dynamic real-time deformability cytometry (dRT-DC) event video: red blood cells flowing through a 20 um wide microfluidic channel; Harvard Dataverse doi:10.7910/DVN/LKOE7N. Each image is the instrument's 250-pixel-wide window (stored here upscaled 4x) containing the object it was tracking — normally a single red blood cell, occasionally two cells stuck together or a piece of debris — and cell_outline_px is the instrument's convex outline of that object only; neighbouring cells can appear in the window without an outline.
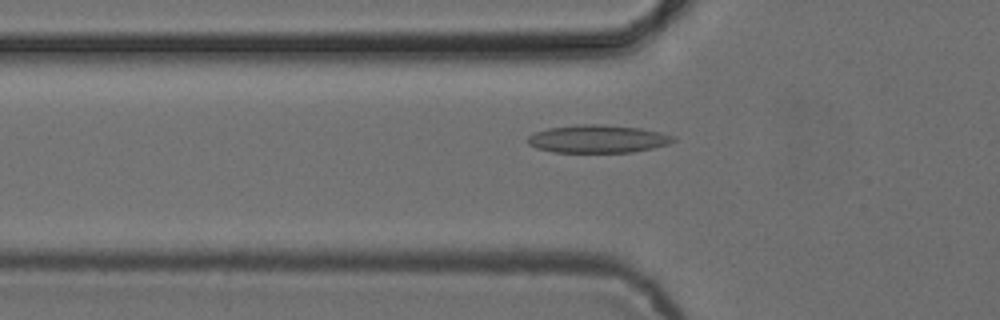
{"species": "common noctule bat (a hibernating species)", "species_latin": "Nyctalus noctula", "temperature_condition": "cold", "stored_images_in_passage": 12, "camera_frame_rate_fps": 3000, "um_per_image_px": 0.085, "animal": {"sex": "female", "body_mass_g": 24.6, "forearm_length_mm": 56.2}, "frame": {"image": 1, "passage_image": 10, "time_ms": 3.0, "image_size_px": [1000, 320], "cell_outline_px": [[676, 140], [668, 144], [652, 148], [632, 152], [552, 152], [536, 148], [528, 144], [528, 136], [536, 132], [548, 128], [576, 124], [604, 124], [640, 128], [660, 132], [676, 136]], "centroid_in_image_um": [50.82, 11.8], "position_along_channel_um": 75.0, "area_um2": 23.76}}